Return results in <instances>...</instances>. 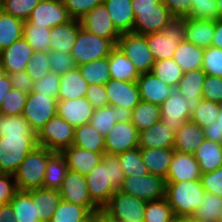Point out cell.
<instances>
[{
	"label": "cell",
	"mask_w": 222,
	"mask_h": 222,
	"mask_svg": "<svg viewBox=\"0 0 222 222\" xmlns=\"http://www.w3.org/2000/svg\"><path fill=\"white\" fill-rule=\"evenodd\" d=\"M85 178L91 200L102 209L120 189L125 176L118 156L105 153L102 161Z\"/></svg>",
	"instance_id": "obj_1"
},
{
	"label": "cell",
	"mask_w": 222,
	"mask_h": 222,
	"mask_svg": "<svg viewBox=\"0 0 222 222\" xmlns=\"http://www.w3.org/2000/svg\"><path fill=\"white\" fill-rule=\"evenodd\" d=\"M200 179L193 181L166 182V196L175 217L193 215L204 199Z\"/></svg>",
	"instance_id": "obj_2"
},
{
	"label": "cell",
	"mask_w": 222,
	"mask_h": 222,
	"mask_svg": "<svg viewBox=\"0 0 222 222\" xmlns=\"http://www.w3.org/2000/svg\"><path fill=\"white\" fill-rule=\"evenodd\" d=\"M131 6L135 15V34L160 32L173 17L161 0H132Z\"/></svg>",
	"instance_id": "obj_3"
},
{
	"label": "cell",
	"mask_w": 222,
	"mask_h": 222,
	"mask_svg": "<svg viewBox=\"0 0 222 222\" xmlns=\"http://www.w3.org/2000/svg\"><path fill=\"white\" fill-rule=\"evenodd\" d=\"M52 153L45 147L37 146L26 156L14 174L18 191L42 188L48 157Z\"/></svg>",
	"instance_id": "obj_4"
},
{
	"label": "cell",
	"mask_w": 222,
	"mask_h": 222,
	"mask_svg": "<svg viewBox=\"0 0 222 222\" xmlns=\"http://www.w3.org/2000/svg\"><path fill=\"white\" fill-rule=\"evenodd\" d=\"M144 36L155 61L171 59L179 43L185 41V18L172 17L160 32Z\"/></svg>",
	"instance_id": "obj_5"
},
{
	"label": "cell",
	"mask_w": 222,
	"mask_h": 222,
	"mask_svg": "<svg viewBox=\"0 0 222 222\" xmlns=\"http://www.w3.org/2000/svg\"><path fill=\"white\" fill-rule=\"evenodd\" d=\"M37 146L36 136L0 135V173L14 175Z\"/></svg>",
	"instance_id": "obj_6"
},
{
	"label": "cell",
	"mask_w": 222,
	"mask_h": 222,
	"mask_svg": "<svg viewBox=\"0 0 222 222\" xmlns=\"http://www.w3.org/2000/svg\"><path fill=\"white\" fill-rule=\"evenodd\" d=\"M146 202L117 190L101 209L104 221L144 222Z\"/></svg>",
	"instance_id": "obj_7"
},
{
	"label": "cell",
	"mask_w": 222,
	"mask_h": 222,
	"mask_svg": "<svg viewBox=\"0 0 222 222\" xmlns=\"http://www.w3.org/2000/svg\"><path fill=\"white\" fill-rule=\"evenodd\" d=\"M114 47L115 45L110 40L98 37L81 27L70 53L78 67L84 63L109 56Z\"/></svg>",
	"instance_id": "obj_8"
},
{
	"label": "cell",
	"mask_w": 222,
	"mask_h": 222,
	"mask_svg": "<svg viewBox=\"0 0 222 222\" xmlns=\"http://www.w3.org/2000/svg\"><path fill=\"white\" fill-rule=\"evenodd\" d=\"M74 134L75 128L56 115L36 134L37 144L53 152H62L72 146Z\"/></svg>",
	"instance_id": "obj_9"
},
{
	"label": "cell",
	"mask_w": 222,
	"mask_h": 222,
	"mask_svg": "<svg viewBox=\"0 0 222 222\" xmlns=\"http://www.w3.org/2000/svg\"><path fill=\"white\" fill-rule=\"evenodd\" d=\"M119 191L145 202L160 200L166 196V180L149 173L143 176H128Z\"/></svg>",
	"instance_id": "obj_10"
},
{
	"label": "cell",
	"mask_w": 222,
	"mask_h": 222,
	"mask_svg": "<svg viewBox=\"0 0 222 222\" xmlns=\"http://www.w3.org/2000/svg\"><path fill=\"white\" fill-rule=\"evenodd\" d=\"M56 115V98L36 93L33 90L28 94L22 116L30 124L35 134Z\"/></svg>",
	"instance_id": "obj_11"
},
{
	"label": "cell",
	"mask_w": 222,
	"mask_h": 222,
	"mask_svg": "<svg viewBox=\"0 0 222 222\" xmlns=\"http://www.w3.org/2000/svg\"><path fill=\"white\" fill-rule=\"evenodd\" d=\"M116 46L130 59L140 74L151 72L155 60L144 35L124 33Z\"/></svg>",
	"instance_id": "obj_12"
},
{
	"label": "cell",
	"mask_w": 222,
	"mask_h": 222,
	"mask_svg": "<svg viewBox=\"0 0 222 222\" xmlns=\"http://www.w3.org/2000/svg\"><path fill=\"white\" fill-rule=\"evenodd\" d=\"M173 17L216 21L220 12L216 0H161Z\"/></svg>",
	"instance_id": "obj_13"
},
{
	"label": "cell",
	"mask_w": 222,
	"mask_h": 222,
	"mask_svg": "<svg viewBox=\"0 0 222 222\" xmlns=\"http://www.w3.org/2000/svg\"><path fill=\"white\" fill-rule=\"evenodd\" d=\"M81 26L87 32L110 40L115 46L122 35L111 20L106 6L102 3L95 6L88 14L80 19Z\"/></svg>",
	"instance_id": "obj_14"
},
{
	"label": "cell",
	"mask_w": 222,
	"mask_h": 222,
	"mask_svg": "<svg viewBox=\"0 0 222 222\" xmlns=\"http://www.w3.org/2000/svg\"><path fill=\"white\" fill-rule=\"evenodd\" d=\"M104 141L105 153L118 155L139 147V131L131 122H117Z\"/></svg>",
	"instance_id": "obj_15"
},
{
	"label": "cell",
	"mask_w": 222,
	"mask_h": 222,
	"mask_svg": "<svg viewBox=\"0 0 222 222\" xmlns=\"http://www.w3.org/2000/svg\"><path fill=\"white\" fill-rule=\"evenodd\" d=\"M71 19L62 0H41L32 10L27 21L33 25L51 29Z\"/></svg>",
	"instance_id": "obj_16"
},
{
	"label": "cell",
	"mask_w": 222,
	"mask_h": 222,
	"mask_svg": "<svg viewBox=\"0 0 222 222\" xmlns=\"http://www.w3.org/2000/svg\"><path fill=\"white\" fill-rule=\"evenodd\" d=\"M32 46L22 37L0 52V69L4 73L26 70L34 54Z\"/></svg>",
	"instance_id": "obj_17"
},
{
	"label": "cell",
	"mask_w": 222,
	"mask_h": 222,
	"mask_svg": "<svg viewBox=\"0 0 222 222\" xmlns=\"http://www.w3.org/2000/svg\"><path fill=\"white\" fill-rule=\"evenodd\" d=\"M61 200L83 207H98L90 198L85 176L68 170L58 189Z\"/></svg>",
	"instance_id": "obj_18"
},
{
	"label": "cell",
	"mask_w": 222,
	"mask_h": 222,
	"mask_svg": "<svg viewBox=\"0 0 222 222\" xmlns=\"http://www.w3.org/2000/svg\"><path fill=\"white\" fill-rule=\"evenodd\" d=\"M104 87L111 106L133 110L141 101L137 82L110 79Z\"/></svg>",
	"instance_id": "obj_19"
},
{
	"label": "cell",
	"mask_w": 222,
	"mask_h": 222,
	"mask_svg": "<svg viewBox=\"0 0 222 222\" xmlns=\"http://www.w3.org/2000/svg\"><path fill=\"white\" fill-rule=\"evenodd\" d=\"M161 121L176 133L185 122L190 121L191 114L183 95L174 89L170 96L160 105Z\"/></svg>",
	"instance_id": "obj_20"
},
{
	"label": "cell",
	"mask_w": 222,
	"mask_h": 222,
	"mask_svg": "<svg viewBox=\"0 0 222 222\" xmlns=\"http://www.w3.org/2000/svg\"><path fill=\"white\" fill-rule=\"evenodd\" d=\"M94 108L86 97L69 100H57V116L76 128L88 124Z\"/></svg>",
	"instance_id": "obj_21"
},
{
	"label": "cell",
	"mask_w": 222,
	"mask_h": 222,
	"mask_svg": "<svg viewBox=\"0 0 222 222\" xmlns=\"http://www.w3.org/2000/svg\"><path fill=\"white\" fill-rule=\"evenodd\" d=\"M202 173L193 154L174 150L166 182L193 181L200 179Z\"/></svg>",
	"instance_id": "obj_22"
},
{
	"label": "cell",
	"mask_w": 222,
	"mask_h": 222,
	"mask_svg": "<svg viewBox=\"0 0 222 222\" xmlns=\"http://www.w3.org/2000/svg\"><path fill=\"white\" fill-rule=\"evenodd\" d=\"M207 74L202 69L192 70L183 73L176 90L180 92L187 105L189 113L192 115L202 96L203 84L206 80Z\"/></svg>",
	"instance_id": "obj_23"
},
{
	"label": "cell",
	"mask_w": 222,
	"mask_h": 222,
	"mask_svg": "<svg viewBox=\"0 0 222 222\" xmlns=\"http://www.w3.org/2000/svg\"><path fill=\"white\" fill-rule=\"evenodd\" d=\"M140 99L145 102L161 105L174 90L156 77L152 72L142 73L137 79Z\"/></svg>",
	"instance_id": "obj_24"
},
{
	"label": "cell",
	"mask_w": 222,
	"mask_h": 222,
	"mask_svg": "<svg viewBox=\"0 0 222 222\" xmlns=\"http://www.w3.org/2000/svg\"><path fill=\"white\" fill-rule=\"evenodd\" d=\"M65 157L68 170L86 176L96 165H98L105 153H96L76 146L65 148L62 152Z\"/></svg>",
	"instance_id": "obj_25"
},
{
	"label": "cell",
	"mask_w": 222,
	"mask_h": 222,
	"mask_svg": "<svg viewBox=\"0 0 222 222\" xmlns=\"http://www.w3.org/2000/svg\"><path fill=\"white\" fill-rule=\"evenodd\" d=\"M81 27L80 20L71 19L64 24L51 28L49 36L50 51L70 53Z\"/></svg>",
	"instance_id": "obj_26"
},
{
	"label": "cell",
	"mask_w": 222,
	"mask_h": 222,
	"mask_svg": "<svg viewBox=\"0 0 222 222\" xmlns=\"http://www.w3.org/2000/svg\"><path fill=\"white\" fill-rule=\"evenodd\" d=\"M175 133L162 121L139 132V148L168 149L174 146Z\"/></svg>",
	"instance_id": "obj_27"
},
{
	"label": "cell",
	"mask_w": 222,
	"mask_h": 222,
	"mask_svg": "<svg viewBox=\"0 0 222 222\" xmlns=\"http://www.w3.org/2000/svg\"><path fill=\"white\" fill-rule=\"evenodd\" d=\"M205 139L204 128L188 121L175 133L173 149L193 154Z\"/></svg>",
	"instance_id": "obj_28"
},
{
	"label": "cell",
	"mask_w": 222,
	"mask_h": 222,
	"mask_svg": "<svg viewBox=\"0 0 222 222\" xmlns=\"http://www.w3.org/2000/svg\"><path fill=\"white\" fill-rule=\"evenodd\" d=\"M132 0H103L116 29L121 33H133L134 12Z\"/></svg>",
	"instance_id": "obj_29"
},
{
	"label": "cell",
	"mask_w": 222,
	"mask_h": 222,
	"mask_svg": "<svg viewBox=\"0 0 222 222\" xmlns=\"http://www.w3.org/2000/svg\"><path fill=\"white\" fill-rule=\"evenodd\" d=\"M215 31V21L205 19H185V40L201 48L211 46Z\"/></svg>",
	"instance_id": "obj_30"
},
{
	"label": "cell",
	"mask_w": 222,
	"mask_h": 222,
	"mask_svg": "<svg viewBox=\"0 0 222 222\" xmlns=\"http://www.w3.org/2000/svg\"><path fill=\"white\" fill-rule=\"evenodd\" d=\"M174 149L140 148V154L149 174L166 179Z\"/></svg>",
	"instance_id": "obj_31"
},
{
	"label": "cell",
	"mask_w": 222,
	"mask_h": 222,
	"mask_svg": "<svg viewBox=\"0 0 222 222\" xmlns=\"http://www.w3.org/2000/svg\"><path fill=\"white\" fill-rule=\"evenodd\" d=\"M111 79L137 82L140 73L130 59L115 46L108 56Z\"/></svg>",
	"instance_id": "obj_32"
},
{
	"label": "cell",
	"mask_w": 222,
	"mask_h": 222,
	"mask_svg": "<svg viewBox=\"0 0 222 222\" xmlns=\"http://www.w3.org/2000/svg\"><path fill=\"white\" fill-rule=\"evenodd\" d=\"M89 84L83 78L78 67L60 75V87L57 100H69L85 97Z\"/></svg>",
	"instance_id": "obj_33"
},
{
	"label": "cell",
	"mask_w": 222,
	"mask_h": 222,
	"mask_svg": "<svg viewBox=\"0 0 222 222\" xmlns=\"http://www.w3.org/2000/svg\"><path fill=\"white\" fill-rule=\"evenodd\" d=\"M193 156L202 174L212 172L222 166V143L205 139Z\"/></svg>",
	"instance_id": "obj_34"
},
{
	"label": "cell",
	"mask_w": 222,
	"mask_h": 222,
	"mask_svg": "<svg viewBox=\"0 0 222 222\" xmlns=\"http://www.w3.org/2000/svg\"><path fill=\"white\" fill-rule=\"evenodd\" d=\"M204 48L188 41H181L174 52L173 59L180 66L183 73L201 69L203 64Z\"/></svg>",
	"instance_id": "obj_35"
},
{
	"label": "cell",
	"mask_w": 222,
	"mask_h": 222,
	"mask_svg": "<svg viewBox=\"0 0 222 222\" xmlns=\"http://www.w3.org/2000/svg\"><path fill=\"white\" fill-rule=\"evenodd\" d=\"M98 212H101L99 207H83L61 200L49 222H85Z\"/></svg>",
	"instance_id": "obj_36"
},
{
	"label": "cell",
	"mask_w": 222,
	"mask_h": 222,
	"mask_svg": "<svg viewBox=\"0 0 222 222\" xmlns=\"http://www.w3.org/2000/svg\"><path fill=\"white\" fill-rule=\"evenodd\" d=\"M37 202V215L40 221L49 222L55 212L61 196L56 189L38 188L27 191Z\"/></svg>",
	"instance_id": "obj_37"
},
{
	"label": "cell",
	"mask_w": 222,
	"mask_h": 222,
	"mask_svg": "<svg viewBox=\"0 0 222 222\" xmlns=\"http://www.w3.org/2000/svg\"><path fill=\"white\" fill-rule=\"evenodd\" d=\"M45 178L42 188L58 190L63 184V180L68 171L65 157L61 152H53L47 161Z\"/></svg>",
	"instance_id": "obj_38"
},
{
	"label": "cell",
	"mask_w": 222,
	"mask_h": 222,
	"mask_svg": "<svg viewBox=\"0 0 222 222\" xmlns=\"http://www.w3.org/2000/svg\"><path fill=\"white\" fill-rule=\"evenodd\" d=\"M72 145L91 152L105 153L104 136L89 123L75 128Z\"/></svg>",
	"instance_id": "obj_39"
},
{
	"label": "cell",
	"mask_w": 222,
	"mask_h": 222,
	"mask_svg": "<svg viewBox=\"0 0 222 222\" xmlns=\"http://www.w3.org/2000/svg\"><path fill=\"white\" fill-rule=\"evenodd\" d=\"M16 222L40 221L37 215V202L27 191H17L10 201Z\"/></svg>",
	"instance_id": "obj_40"
},
{
	"label": "cell",
	"mask_w": 222,
	"mask_h": 222,
	"mask_svg": "<svg viewBox=\"0 0 222 222\" xmlns=\"http://www.w3.org/2000/svg\"><path fill=\"white\" fill-rule=\"evenodd\" d=\"M159 121H161V110L159 105L141 100L132 110L131 123L139 132L151 128Z\"/></svg>",
	"instance_id": "obj_41"
},
{
	"label": "cell",
	"mask_w": 222,
	"mask_h": 222,
	"mask_svg": "<svg viewBox=\"0 0 222 222\" xmlns=\"http://www.w3.org/2000/svg\"><path fill=\"white\" fill-rule=\"evenodd\" d=\"M24 22L0 10V52L23 37Z\"/></svg>",
	"instance_id": "obj_42"
},
{
	"label": "cell",
	"mask_w": 222,
	"mask_h": 222,
	"mask_svg": "<svg viewBox=\"0 0 222 222\" xmlns=\"http://www.w3.org/2000/svg\"><path fill=\"white\" fill-rule=\"evenodd\" d=\"M89 85H105L110 79L108 56L78 66Z\"/></svg>",
	"instance_id": "obj_43"
},
{
	"label": "cell",
	"mask_w": 222,
	"mask_h": 222,
	"mask_svg": "<svg viewBox=\"0 0 222 222\" xmlns=\"http://www.w3.org/2000/svg\"><path fill=\"white\" fill-rule=\"evenodd\" d=\"M151 72L173 89H176L183 76L182 69L173 58L155 61Z\"/></svg>",
	"instance_id": "obj_44"
},
{
	"label": "cell",
	"mask_w": 222,
	"mask_h": 222,
	"mask_svg": "<svg viewBox=\"0 0 222 222\" xmlns=\"http://www.w3.org/2000/svg\"><path fill=\"white\" fill-rule=\"evenodd\" d=\"M51 29L33 25L28 21L23 24V38L35 51L50 52L49 36Z\"/></svg>",
	"instance_id": "obj_45"
},
{
	"label": "cell",
	"mask_w": 222,
	"mask_h": 222,
	"mask_svg": "<svg viewBox=\"0 0 222 222\" xmlns=\"http://www.w3.org/2000/svg\"><path fill=\"white\" fill-rule=\"evenodd\" d=\"M221 211L222 197L205 192L202 204L192 216L200 222H217Z\"/></svg>",
	"instance_id": "obj_46"
},
{
	"label": "cell",
	"mask_w": 222,
	"mask_h": 222,
	"mask_svg": "<svg viewBox=\"0 0 222 222\" xmlns=\"http://www.w3.org/2000/svg\"><path fill=\"white\" fill-rule=\"evenodd\" d=\"M117 156L125 177L143 176L149 173L142 160L139 147L127 150Z\"/></svg>",
	"instance_id": "obj_47"
},
{
	"label": "cell",
	"mask_w": 222,
	"mask_h": 222,
	"mask_svg": "<svg viewBox=\"0 0 222 222\" xmlns=\"http://www.w3.org/2000/svg\"><path fill=\"white\" fill-rule=\"evenodd\" d=\"M174 218L166 198L146 202L144 222H173Z\"/></svg>",
	"instance_id": "obj_48"
},
{
	"label": "cell",
	"mask_w": 222,
	"mask_h": 222,
	"mask_svg": "<svg viewBox=\"0 0 222 222\" xmlns=\"http://www.w3.org/2000/svg\"><path fill=\"white\" fill-rule=\"evenodd\" d=\"M117 123L115 106H104L95 109L89 124L105 137Z\"/></svg>",
	"instance_id": "obj_49"
},
{
	"label": "cell",
	"mask_w": 222,
	"mask_h": 222,
	"mask_svg": "<svg viewBox=\"0 0 222 222\" xmlns=\"http://www.w3.org/2000/svg\"><path fill=\"white\" fill-rule=\"evenodd\" d=\"M219 108L218 103L201 99L198 107L192 113L190 121L205 128L216 121L219 116Z\"/></svg>",
	"instance_id": "obj_50"
},
{
	"label": "cell",
	"mask_w": 222,
	"mask_h": 222,
	"mask_svg": "<svg viewBox=\"0 0 222 222\" xmlns=\"http://www.w3.org/2000/svg\"><path fill=\"white\" fill-rule=\"evenodd\" d=\"M0 135L36 136L30 124L22 115L3 116L0 124Z\"/></svg>",
	"instance_id": "obj_51"
},
{
	"label": "cell",
	"mask_w": 222,
	"mask_h": 222,
	"mask_svg": "<svg viewBox=\"0 0 222 222\" xmlns=\"http://www.w3.org/2000/svg\"><path fill=\"white\" fill-rule=\"evenodd\" d=\"M28 94L18 90L11 89L6 93L0 107V113L3 116L22 115L26 104Z\"/></svg>",
	"instance_id": "obj_52"
},
{
	"label": "cell",
	"mask_w": 222,
	"mask_h": 222,
	"mask_svg": "<svg viewBox=\"0 0 222 222\" xmlns=\"http://www.w3.org/2000/svg\"><path fill=\"white\" fill-rule=\"evenodd\" d=\"M41 0H3L2 10L15 18L27 21L32 10Z\"/></svg>",
	"instance_id": "obj_53"
},
{
	"label": "cell",
	"mask_w": 222,
	"mask_h": 222,
	"mask_svg": "<svg viewBox=\"0 0 222 222\" xmlns=\"http://www.w3.org/2000/svg\"><path fill=\"white\" fill-rule=\"evenodd\" d=\"M48 56L49 52L34 51L31 60L27 63L26 71L33 82L39 81L51 71Z\"/></svg>",
	"instance_id": "obj_54"
},
{
	"label": "cell",
	"mask_w": 222,
	"mask_h": 222,
	"mask_svg": "<svg viewBox=\"0 0 222 222\" xmlns=\"http://www.w3.org/2000/svg\"><path fill=\"white\" fill-rule=\"evenodd\" d=\"M201 69L207 75L222 78V49L211 46L204 48Z\"/></svg>",
	"instance_id": "obj_55"
},
{
	"label": "cell",
	"mask_w": 222,
	"mask_h": 222,
	"mask_svg": "<svg viewBox=\"0 0 222 222\" xmlns=\"http://www.w3.org/2000/svg\"><path fill=\"white\" fill-rule=\"evenodd\" d=\"M48 62L50 70L58 75H63L77 67L71 53L68 52L50 51Z\"/></svg>",
	"instance_id": "obj_56"
},
{
	"label": "cell",
	"mask_w": 222,
	"mask_h": 222,
	"mask_svg": "<svg viewBox=\"0 0 222 222\" xmlns=\"http://www.w3.org/2000/svg\"><path fill=\"white\" fill-rule=\"evenodd\" d=\"M72 19L80 20L95 6L103 3V0H62Z\"/></svg>",
	"instance_id": "obj_57"
},
{
	"label": "cell",
	"mask_w": 222,
	"mask_h": 222,
	"mask_svg": "<svg viewBox=\"0 0 222 222\" xmlns=\"http://www.w3.org/2000/svg\"><path fill=\"white\" fill-rule=\"evenodd\" d=\"M60 75L50 71L46 76L39 81L34 82L33 91L36 93H43L50 97L56 98L59 93Z\"/></svg>",
	"instance_id": "obj_58"
},
{
	"label": "cell",
	"mask_w": 222,
	"mask_h": 222,
	"mask_svg": "<svg viewBox=\"0 0 222 222\" xmlns=\"http://www.w3.org/2000/svg\"><path fill=\"white\" fill-rule=\"evenodd\" d=\"M203 99L215 103L222 101V78L207 75L202 89Z\"/></svg>",
	"instance_id": "obj_59"
},
{
	"label": "cell",
	"mask_w": 222,
	"mask_h": 222,
	"mask_svg": "<svg viewBox=\"0 0 222 222\" xmlns=\"http://www.w3.org/2000/svg\"><path fill=\"white\" fill-rule=\"evenodd\" d=\"M200 181L205 192L222 197V166L212 172L202 174Z\"/></svg>",
	"instance_id": "obj_60"
},
{
	"label": "cell",
	"mask_w": 222,
	"mask_h": 222,
	"mask_svg": "<svg viewBox=\"0 0 222 222\" xmlns=\"http://www.w3.org/2000/svg\"><path fill=\"white\" fill-rule=\"evenodd\" d=\"M17 191L14 175L0 173V205L9 204Z\"/></svg>",
	"instance_id": "obj_61"
},
{
	"label": "cell",
	"mask_w": 222,
	"mask_h": 222,
	"mask_svg": "<svg viewBox=\"0 0 222 222\" xmlns=\"http://www.w3.org/2000/svg\"><path fill=\"white\" fill-rule=\"evenodd\" d=\"M86 99L90 102L94 109H100L104 106H108V97L103 85L91 84L85 94Z\"/></svg>",
	"instance_id": "obj_62"
},
{
	"label": "cell",
	"mask_w": 222,
	"mask_h": 222,
	"mask_svg": "<svg viewBox=\"0 0 222 222\" xmlns=\"http://www.w3.org/2000/svg\"><path fill=\"white\" fill-rule=\"evenodd\" d=\"M7 74L13 89H18L26 94L34 89V82L26 70Z\"/></svg>",
	"instance_id": "obj_63"
},
{
	"label": "cell",
	"mask_w": 222,
	"mask_h": 222,
	"mask_svg": "<svg viewBox=\"0 0 222 222\" xmlns=\"http://www.w3.org/2000/svg\"><path fill=\"white\" fill-rule=\"evenodd\" d=\"M207 140L222 143V116H218L216 121L204 128Z\"/></svg>",
	"instance_id": "obj_64"
},
{
	"label": "cell",
	"mask_w": 222,
	"mask_h": 222,
	"mask_svg": "<svg viewBox=\"0 0 222 222\" xmlns=\"http://www.w3.org/2000/svg\"><path fill=\"white\" fill-rule=\"evenodd\" d=\"M12 89V84L10 82L9 76L7 73H4L0 69V107L3 102V98L8 91Z\"/></svg>",
	"instance_id": "obj_65"
},
{
	"label": "cell",
	"mask_w": 222,
	"mask_h": 222,
	"mask_svg": "<svg viewBox=\"0 0 222 222\" xmlns=\"http://www.w3.org/2000/svg\"><path fill=\"white\" fill-rule=\"evenodd\" d=\"M211 47L222 49V18L215 21V31Z\"/></svg>",
	"instance_id": "obj_66"
},
{
	"label": "cell",
	"mask_w": 222,
	"mask_h": 222,
	"mask_svg": "<svg viewBox=\"0 0 222 222\" xmlns=\"http://www.w3.org/2000/svg\"><path fill=\"white\" fill-rule=\"evenodd\" d=\"M0 222H16L11 204L0 205Z\"/></svg>",
	"instance_id": "obj_67"
},
{
	"label": "cell",
	"mask_w": 222,
	"mask_h": 222,
	"mask_svg": "<svg viewBox=\"0 0 222 222\" xmlns=\"http://www.w3.org/2000/svg\"><path fill=\"white\" fill-rule=\"evenodd\" d=\"M115 111L117 115V122H131L132 110L115 106Z\"/></svg>",
	"instance_id": "obj_68"
},
{
	"label": "cell",
	"mask_w": 222,
	"mask_h": 222,
	"mask_svg": "<svg viewBox=\"0 0 222 222\" xmlns=\"http://www.w3.org/2000/svg\"><path fill=\"white\" fill-rule=\"evenodd\" d=\"M173 222H200V221L194 218L192 215H187V216H177L174 218Z\"/></svg>",
	"instance_id": "obj_69"
},
{
	"label": "cell",
	"mask_w": 222,
	"mask_h": 222,
	"mask_svg": "<svg viewBox=\"0 0 222 222\" xmlns=\"http://www.w3.org/2000/svg\"><path fill=\"white\" fill-rule=\"evenodd\" d=\"M85 222H104V217L102 215V212H98V213L93 214Z\"/></svg>",
	"instance_id": "obj_70"
},
{
	"label": "cell",
	"mask_w": 222,
	"mask_h": 222,
	"mask_svg": "<svg viewBox=\"0 0 222 222\" xmlns=\"http://www.w3.org/2000/svg\"><path fill=\"white\" fill-rule=\"evenodd\" d=\"M217 1V7L220 12V18H222V0H216Z\"/></svg>",
	"instance_id": "obj_71"
},
{
	"label": "cell",
	"mask_w": 222,
	"mask_h": 222,
	"mask_svg": "<svg viewBox=\"0 0 222 222\" xmlns=\"http://www.w3.org/2000/svg\"><path fill=\"white\" fill-rule=\"evenodd\" d=\"M220 108H219V116H222V101L219 103Z\"/></svg>",
	"instance_id": "obj_72"
},
{
	"label": "cell",
	"mask_w": 222,
	"mask_h": 222,
	"mask_svg": "<svg viewBox=\"0 0 222 222\" xmlns=\"http://www.w3.org/2000/svg\"><path fill=\"white\" fill-rule=\"evenodd\" d=\"M217 222H222V211H221V213H220V215H219V218H218V221Z\"/></svg>",
	"instance_id": "obj_73"
},
{
	"label": "cell",
	"mask_w": 222,
	"mask_h": 222,
	"mask_svg": "<svg viewBox=\"0 0 222 222\" xmlns=\"http://www.w3.org/2000/svg\"><path fill=\"white\" fill-rule=\"evenodd\" d=\"M3 8V0H0V10Z\"/></svg>",
	"instance_id": "obj_74"
},
{
	"label": "cell",
	"mask_w": 222,
	"mask_h": 222,
	"mask_svg": "<svg viewBox=\"0 0 222 222\" xmlns=\"http://www.w3.org/2000/svg\"><path fill=\"white\" fill-rule=\"evenodd\" d=\"M1 121H2V115H1V113H0V124H1Z\"/></svg>",
	"instance_id": "obj_75"
}]
</instances>
